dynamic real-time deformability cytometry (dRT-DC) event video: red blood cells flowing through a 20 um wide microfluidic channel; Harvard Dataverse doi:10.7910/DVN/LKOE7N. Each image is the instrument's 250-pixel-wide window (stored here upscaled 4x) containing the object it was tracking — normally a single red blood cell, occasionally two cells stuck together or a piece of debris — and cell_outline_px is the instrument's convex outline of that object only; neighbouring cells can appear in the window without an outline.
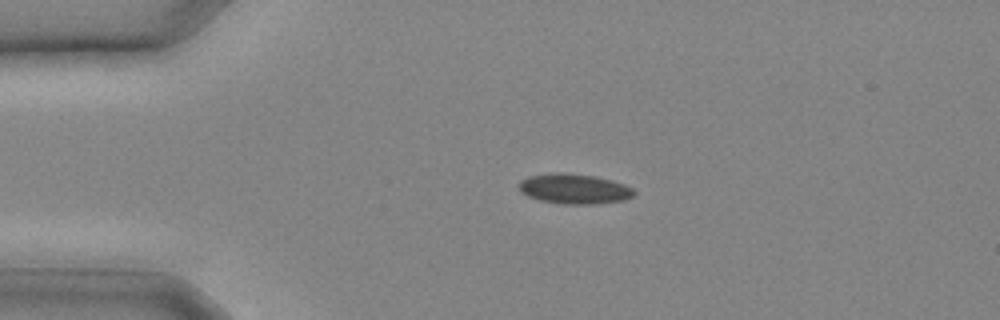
{"species": "common noctule bat (a hibernating species)", "species_latin": "Nyctalus noctula", "temperature_condition": "cold", "stored_images_in_passage": 21, "camera_frame_rate_fps": 3000, "um_per_image_px": 0.085, "animal": {"sex": "male", "body_mass_g": 20.4}, "frame": {"image": 1, "passage_image": 1, "time_ms": 0.0, "image_size_px": [1000, 320], "cell_outline_px": [[636, 192], [632, 196], [624, 200], [596, 204], [564, 204], [540, 200], [528, 196], [520, 192], [520, 180], [528, 176], [552, 172], [564, 172], [596, 176], [612, 180], [624, 184], [632, 188]], "centroid_in_image_um": [48.81, 16.04], "position_along_channel_um": 36.2, "area_um2": 20.29}}
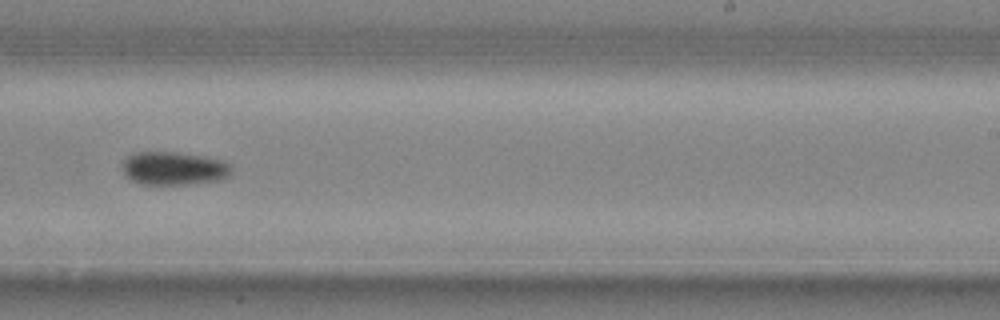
{"frame": {"image": 2, "passage_image": 12, "time_ms": 3.667, "image_size_px": [1000, 320], "cell_outline_px": [[232, 172], [228, 176], [216, 180], [184, 184], [144, 184], [132, 180], [124, 172], [124, 160], [132, 152], [176, 152], [204, 156], [220, 160], [228, 164], [232, 168]], "centroid_in_image_um": [14.77, 14.29], "position_along_channel_um": 274.2, "area_um2": 20.75}}
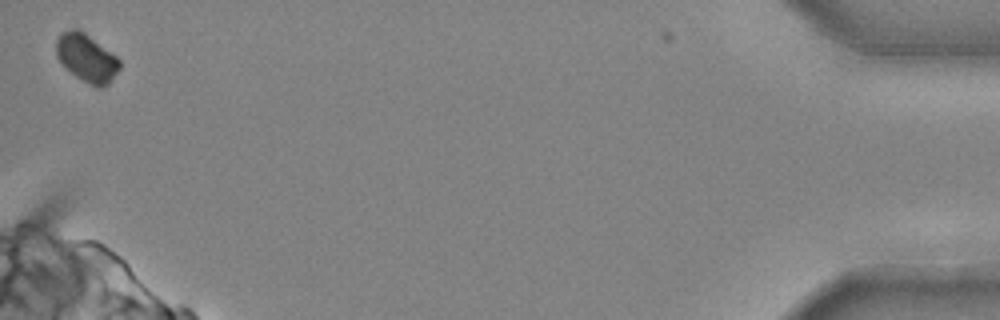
{"frame": {"image": 3, "passage_image": 21, "time_ms": 6.667, "image_size_px": [1000, 320], "cell_outline_px": [[120, 68], [108, 84], [104, 88], [96, 88], [76, 76], [56, 56], [56, 40], [60, 32], [72, 28], [76, 28], [84, 32], [116, 56], [120, 60]], "centroid_in_image_um": [7.37, 4.91], "position_along_channel_um": 427.8, "area_um2": 17.51}}